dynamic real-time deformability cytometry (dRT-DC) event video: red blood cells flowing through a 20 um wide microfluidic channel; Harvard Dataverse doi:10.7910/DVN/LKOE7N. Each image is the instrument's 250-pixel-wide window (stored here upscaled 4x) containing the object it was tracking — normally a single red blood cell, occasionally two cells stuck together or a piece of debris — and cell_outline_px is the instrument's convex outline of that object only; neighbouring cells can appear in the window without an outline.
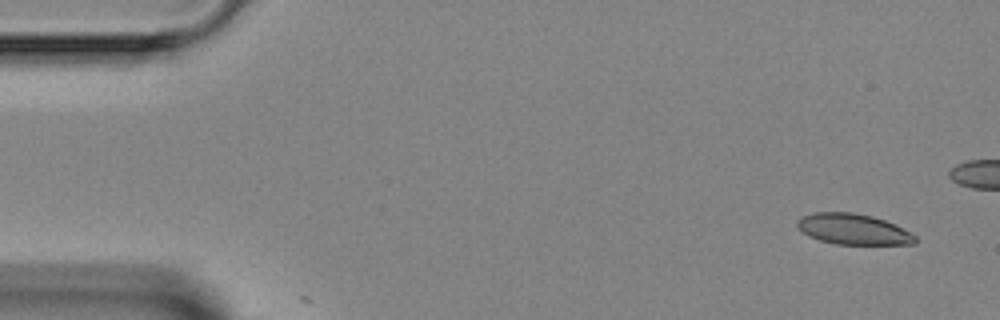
{"species": "Egyptian fruit bat (a non-hibernating species)", "species_latin": "Rousettus aegyptiacus", "temperature_condition": "room temperature", "stored_images_in_passage": 3, "camera_frame_rate_fps": 3000, "um_per_image_px": 0.085, "animal": {"sex": "female"}, "frame": {"image": 1, "passage_image": 1, "time_ms": 0.0, "image_size_px": [1000, 320], "cell_outline_px": [[916, 244], [836, 244], [820, 240], [808, 236], [796, 224], [796, 220], [812, 212], [852, 212], [872, 216], [896, 224], [916, 236]], "centroid_in_image_um": [72.53, 19.47], "position_along_channel_um": 12.5, "area_um2": 21.04}}